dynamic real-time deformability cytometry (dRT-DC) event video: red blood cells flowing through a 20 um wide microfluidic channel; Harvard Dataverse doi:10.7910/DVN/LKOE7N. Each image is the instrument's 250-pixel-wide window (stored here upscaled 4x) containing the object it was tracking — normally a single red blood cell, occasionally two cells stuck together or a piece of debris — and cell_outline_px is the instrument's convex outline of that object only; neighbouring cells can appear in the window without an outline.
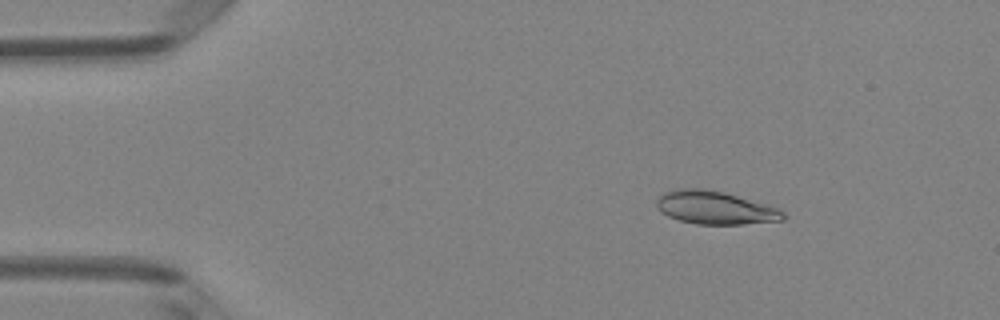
{"species": "Egyptian fruit bat (a non-hibernating species)", "species_latin": "Rousettus aegyptiacus", "temperature_condition": "room temperature", "stored_images_in_passage": 5, "camera_frame_rate_fps": 3000, "um_per_image_px": 0.085, "animal": {"sex": "female"}, "frame": {"image": 1, "passage_image": 3, "time_ms": 0.667, "image_size_px": [1000, 320], "cell_outline_px": [[788, 216], [784, 220], [744, 224], [696, 224], [680, 220], [668, 216], [660, 212], [656, 204], [656, 200], [664, 192], [676, 188], [704, 188], [724, 192], [764, 204], [776, 208], [784, 212]], "centroid_in_image_um": [60.76, 17.65], "position_along_channel_um": 24.2, "area_um2": 24.39}}